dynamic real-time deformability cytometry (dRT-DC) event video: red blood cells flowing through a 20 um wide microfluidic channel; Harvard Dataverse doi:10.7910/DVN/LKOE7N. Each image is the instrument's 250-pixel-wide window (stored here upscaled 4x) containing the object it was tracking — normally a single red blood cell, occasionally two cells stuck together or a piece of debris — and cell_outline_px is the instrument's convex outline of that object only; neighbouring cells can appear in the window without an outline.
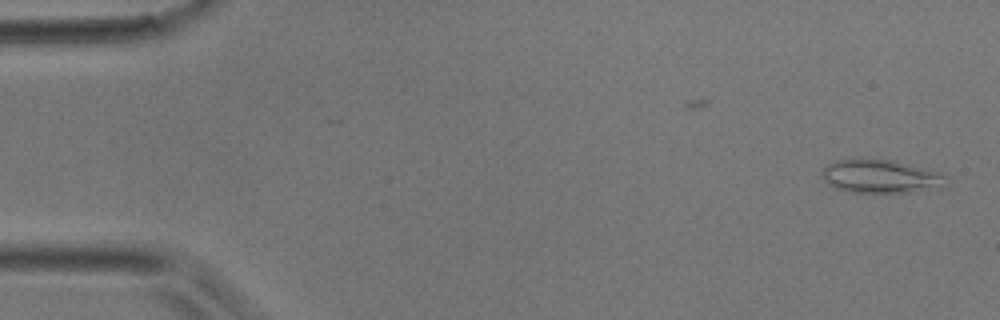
{"species": "common noctule bat (a hibernating species)", "species_latin": "Nyctalus noctula", "temperature_condition": "room temperature", "stored_images_in_passage": 38, "camera_frame_rate_fps": 3000, "um_per_image_px": 0.085, "animal": {"sex": "male", "body_mass_g": 17.9}, "frame": {"image": 1, "passage_image": 1, "time_ms": 0.0, "image_size_px": [1000, 320], "cell_outline_px": [[948, 184], [944, 188], [908, 192], [852, 192], [836, 188], [828, 184], [824, 180], [824, 164], [836, 160], [860, 156], [892, 160], [908, 164], [936, 172], [944, 176]], "centroid_in_image_um": [74.82, 14.96], "position_along_channel_um": 10.2, "area_um2": 24.51}}
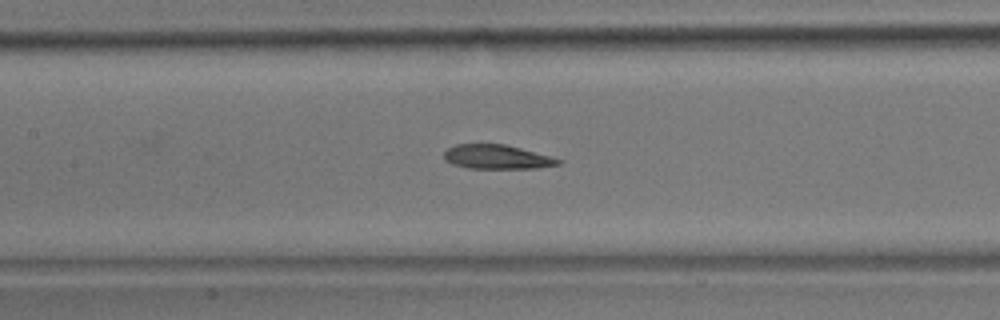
{"frame": {"image": 2, "passage_image": 20, "time_ms": 6.333, "image_size_px": [1000, 320], "cell_outline_px": [[564, 160], [560, 164], [536, 168], [468, 168], [452, 164], [444, 160], [444, 152], [448, 148], [456, 144], [504, 144], [520, 148]], "centroid_in_image_um": [42.22, 13.34], "position_along_channel_um": 165.2, "area_um2": 16.01}}
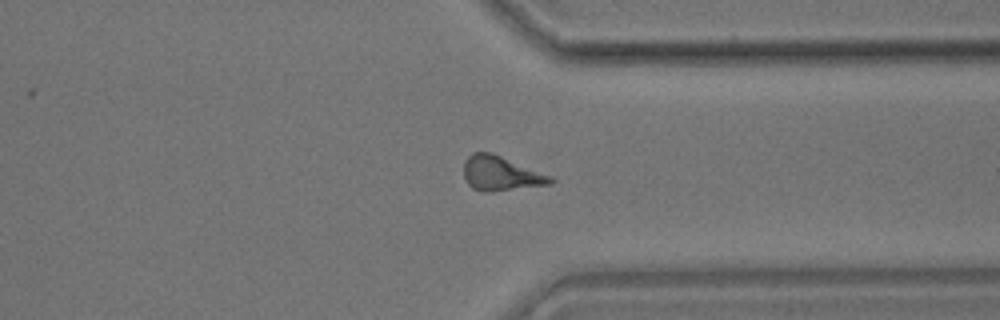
{"frame": {"image": 3, "passage_image": 34, "time_ms": 11.0, "image_size_px": [1000, 320], "cell_outline_px": [[556, 180], [552, 184], [492, 192], [484, 192], [472, 188], [464, 180], [464, 160], [472, 152], [492, 152], [552, 176]], "centroid_in_image_um": [42.57, 14.75], "position_along_channel_um": 368.8, "area_um2": 17.74}}